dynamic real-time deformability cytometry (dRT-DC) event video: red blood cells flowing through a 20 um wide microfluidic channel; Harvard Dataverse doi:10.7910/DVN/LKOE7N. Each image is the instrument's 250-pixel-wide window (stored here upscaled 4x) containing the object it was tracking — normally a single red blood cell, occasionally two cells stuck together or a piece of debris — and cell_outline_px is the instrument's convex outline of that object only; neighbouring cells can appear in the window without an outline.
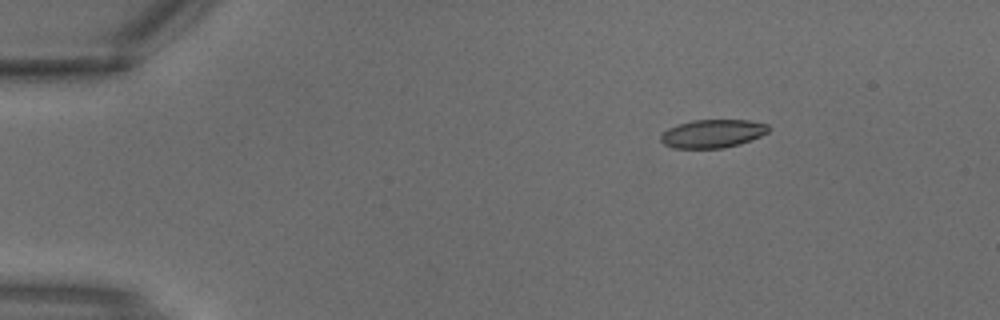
{"species": "common noctule bat (a hibernating species)", "species_latin": "Nyctalus noctula", "temperature_condition": "warm", "stored_images_in_passage": 2, "camera_frame_rate_fps": 3000, "um_per_image_px": 0.085, "animal": {"sex": "male", "body_mass_g": 18.8}, "frame": {"image": 1, "passage_image": 1, "time_ms": 0.0, "image_size_px": [1000, 320], "cell_outline_px": [[768, 132], [760, 136], [740, 144], [724, 148], [672, 148], [664, 144], [660, 140], [660, 136], [668, 128], [676, 124], [692, 120], [748, 120], [768, 124]], "centroid_in_image_um": [60.54, 11.36], "position_along_channel_um": 24.5, "area_um2": 17.8}}
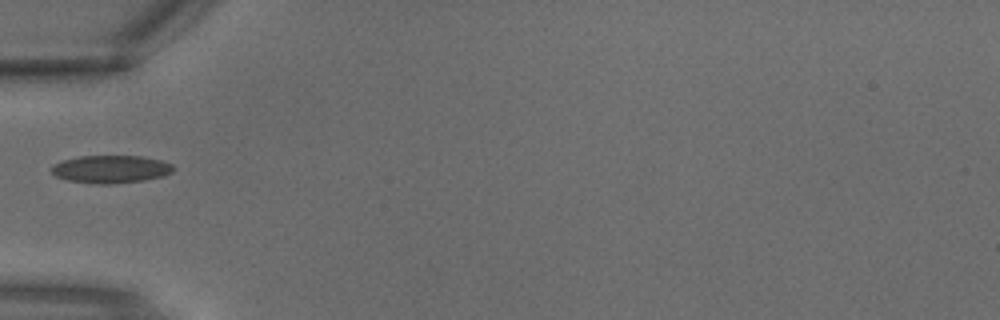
{"frame": {"image": 2, "passage_image": 2, "time_ms": 0.333, "image_size_px": [1000, 320], "cell_outline_px": [[176, 168], [172, 172], [164, 176], [144, 180], [112, 184], [92, 184], [68, 180], [56, 176], [48, 168], [52, 164], [64, 160], [80, 156], [144, 156], [160, 160], [172, 164]], "centroid_in_image_um": [9.42, 14.38], "position_along_channel_um": 75.6, "area_um2": 19.94}}